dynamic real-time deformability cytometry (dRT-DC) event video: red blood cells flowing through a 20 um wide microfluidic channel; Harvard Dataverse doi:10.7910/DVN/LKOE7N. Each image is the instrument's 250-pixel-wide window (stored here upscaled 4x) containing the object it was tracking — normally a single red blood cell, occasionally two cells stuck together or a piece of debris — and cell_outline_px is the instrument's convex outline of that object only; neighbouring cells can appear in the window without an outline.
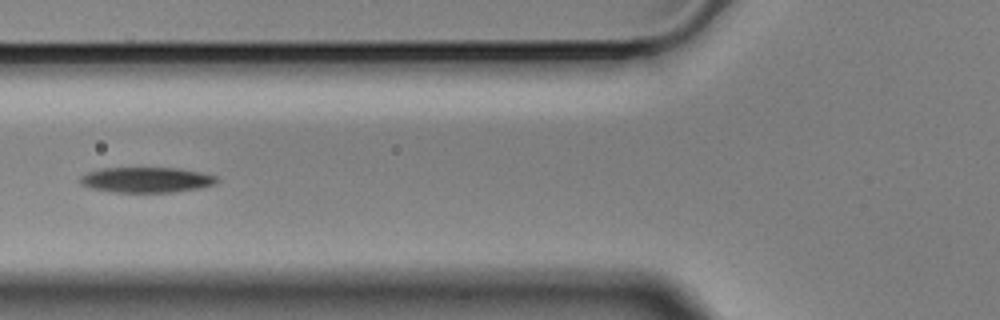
{"species": "Egyptian fruit bat (a non-hibernating species)", "species_latin": "Rousettus aegyptiacus", "temperature_condition": "cold", "stored_images_in_passage": 9, "camera_frame_rate_fps": 3000, "um_per_image_px": 0.085, "animal": {"sex": "male"}, "frame": {"image": 1, "passage_image": 6, "time_ms": 1.667, "image_size_px": [1000, 320], "cell_outline_px": [[220, 180], [216, 184], [200, 188], [172, 192], [112, 192], [92, 188], [80, 184], [80, 176], [88, 172], [100, 168], [180, 168], [200, 172], [216, 176]], "centroid_in_image_um": [12.46, 15.28], "position_along_channel_um": 113.3, "area_um2": 20.29}}
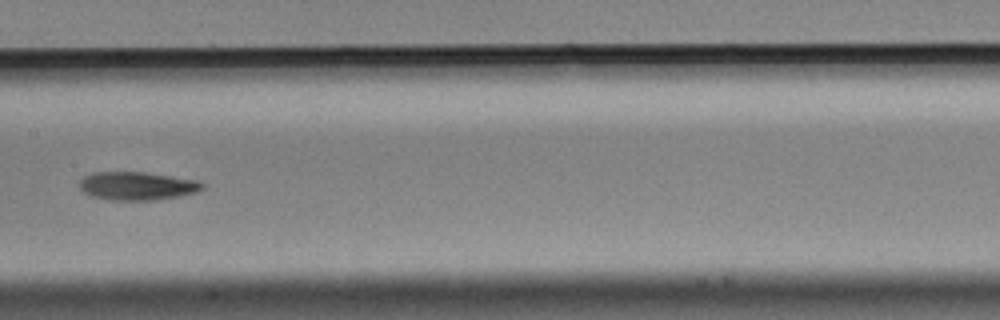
{"frame": {"image": 2, "passage_image": 8, "time_ms": 2.333, "image_size_px": [1000, 320], "cell_outline_px": [[204, 188], [196, 192], [180, 196], [156, 200], [112, 200], [92, 196], [84, 192], [80, 188], [80, 180], [84, 176], [92, 172], [144, 172], [200, 180], [204, 184]], "centroid_in_image_um": [11.69, 15.8], "position_along_channel_um": 195.7, "area_um2": 20.35}}
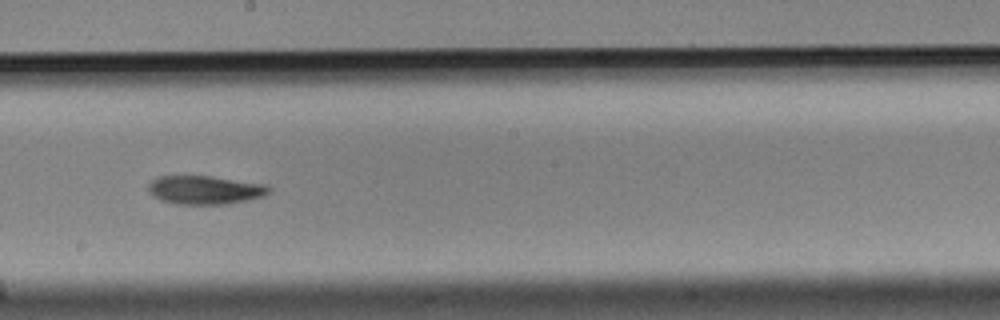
{"frame": {"image": 3, "passage_image": 9, "time_ms": 2.667, "image_size_px": [1000, 320], "cell_outline_px": [[272, 188], [264, 196], [248, 200], [224, 204], [176, 204], [160, 200], [152, 196], [148, 188], [148, 184], [156, 176], [212, 176], [268, 184]], "centroid_in_image_um": [17.43, 16.14], "position_along_channel_um": 230.8, "area_um2": 20.29}}